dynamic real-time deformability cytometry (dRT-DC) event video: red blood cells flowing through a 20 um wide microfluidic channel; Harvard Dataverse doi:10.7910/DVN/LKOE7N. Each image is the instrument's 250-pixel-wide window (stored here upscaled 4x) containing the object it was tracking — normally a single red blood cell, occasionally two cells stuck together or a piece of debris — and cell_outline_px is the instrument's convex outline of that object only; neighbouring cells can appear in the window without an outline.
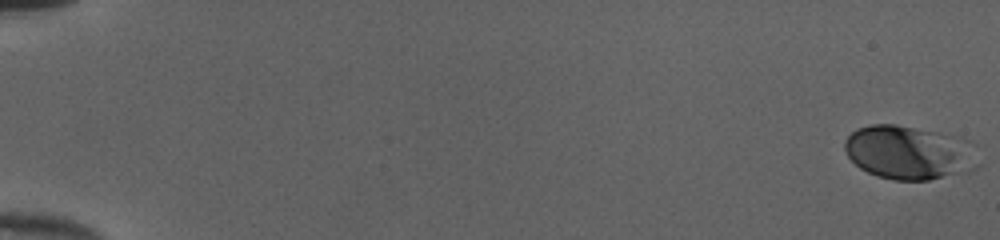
{"species": "human", "species_latin": "Homo sapiens", "temperature_condition": "cold", "stored_images_in_passage": 54, "segment_of_instrument_passage": [1, 2], "camera_frame_rate_fps": 3000, "um_per_image_px": 0.085, "donor": {"sex": "female"}, "frame": {"image": 1, "passage_image": 1, "time_ms": 0.0, "image_size_px": [1000, 240], "cell_outline_px": [[976, 144], [952, 172], [928, 180], [892, 180], [876, 176], [860, 168], [848, 156], [844, 148], [844, 140], [856, 128], [872, 124], [896, 124], [960, 136], [972, 140]], "centroid_in_image_um": [76.99, 12.88], "position_along_channel_um": 8.0, "area_um2": 39.77}}
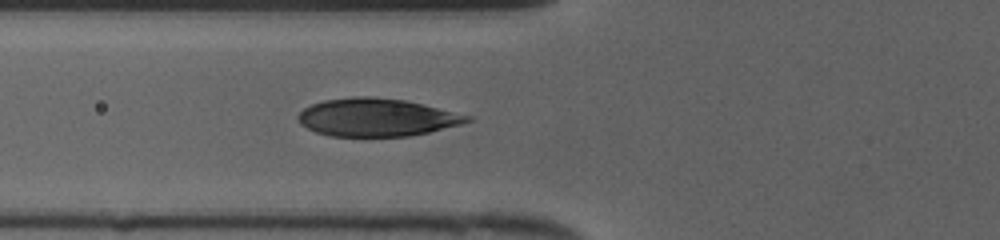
{"frame": {"image": 2, "passage_image": 22, "time_ms": 7.0, "image_size_px": [1000, 240], "cell_outline_px": [[472, 120], [460, 124], [428, 132], [408, 136], [328, 136], [316, 132], [300, 124], [296, 116], [304, 108], [312, 104], [324, 100], [356, 96], [368, 96], [404, 100], [472, 116]], "centroid_in_image_um": [31.97, 9.98], "position_along_channel_um": 93.8, "area_um2": 37.05}}
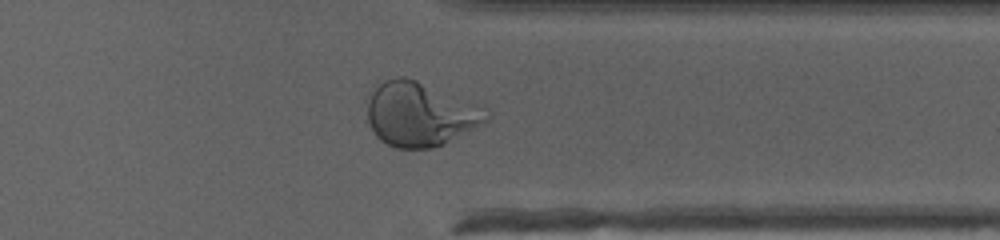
{"frame": {"image": 3, "passage_image": 43, "time_ms": 14.0, "image_size_px": [1000, 240], "cell_outline_px": [[492, 116], [484, 124], [444, 144], [432, 148], [396, 148], [380, 140], [376, 136], [368, 120], [368, 100], [376, 80], [400, 76], [404, 76], [416, 80], [484, 104], [492, 112]], "centroid_in_image_um": [35.78, 9.66], "position_along_channel_um": 375.6, "area_um2": 45.72}}